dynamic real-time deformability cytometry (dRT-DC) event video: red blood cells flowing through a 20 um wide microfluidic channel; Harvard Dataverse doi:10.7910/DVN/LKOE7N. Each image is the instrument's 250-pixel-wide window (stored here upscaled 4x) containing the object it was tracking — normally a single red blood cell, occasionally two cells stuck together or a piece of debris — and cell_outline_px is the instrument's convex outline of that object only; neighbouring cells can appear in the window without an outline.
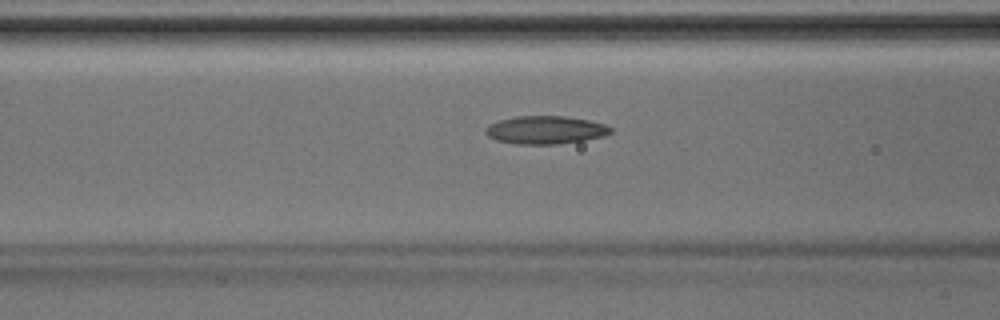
{"species": "Egyptian fruit bat (a non-hibernating species)", "species_latin": "Rousettus aegyptiacus", "temperature_condition": "room temperature", "stored_images_in_passage": 43, "camera_frame_rate_fps": 3000, "um_per_image_px": 0.085, "animal": {"sex": "male"}, "frame": {"image": 1, "passage_image": 17, "time_ms": 5.333, "image_size_px": [1000, 320], "cell_outline_px": [[612, 132], [604, 136], [584, 140], [560, 144], [516, 144], [496, 140], [488, 136], [484, 132], [484, 128], [488, 124], [500, 120], [516, 116], [568, 116], [588, 120], [604, 124], [612, 128]], "centroid_in_image_um": [46.35, 11.04], "position_along_channel_um": 120.3, "area_um2": 20.58}}
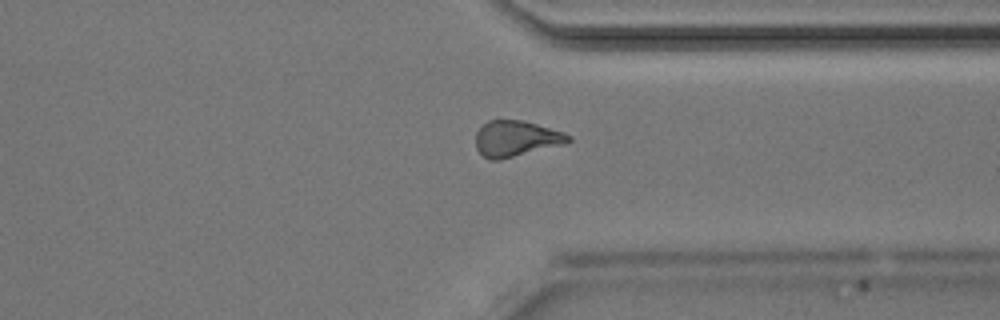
{"frame": {"image": 2, "passage_image": 33, "time_ms": 10.667, "image_size_px": [1000, 320], "cell_outline_px": [[572, 140], [564, 144], [500, 160], [488, 160], [476, 148], [476, 132], [488, 120], [520, 120], [536, 124], [564, 132], [572, 136]], "centroid_in_image_um": [43.87, 11.79], "position_along_channel_um": 367.5, "area_um2": 19.31}}
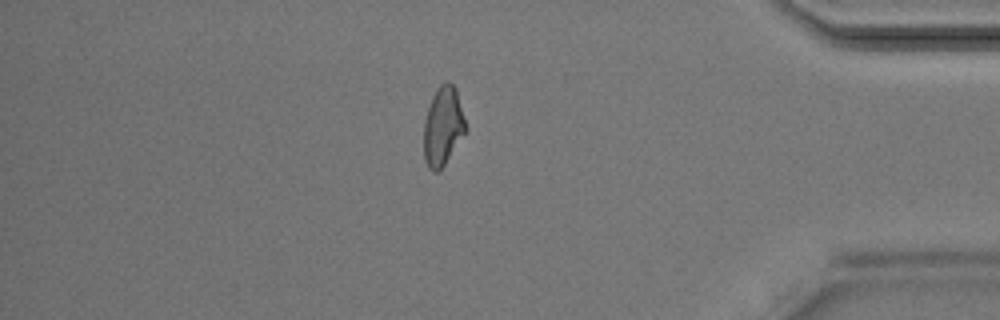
{"frame": {"image": 3, "passage_image": 37, "time_ms": 12.0, "image_size_px": [1000, 320], "cell_outline_px": [[468, 132], [444, 164], [436, 172], [432, 172], [428, 168], [424, 160], [424, 120], [432, 96], [436, 88], [440, 84], [448, 80], [456, 88], [468, 128]], "centroid_in_image_um": [37.68, 10.72], "position_along_channel_um": 397.5, "area_um2": 19.65}}